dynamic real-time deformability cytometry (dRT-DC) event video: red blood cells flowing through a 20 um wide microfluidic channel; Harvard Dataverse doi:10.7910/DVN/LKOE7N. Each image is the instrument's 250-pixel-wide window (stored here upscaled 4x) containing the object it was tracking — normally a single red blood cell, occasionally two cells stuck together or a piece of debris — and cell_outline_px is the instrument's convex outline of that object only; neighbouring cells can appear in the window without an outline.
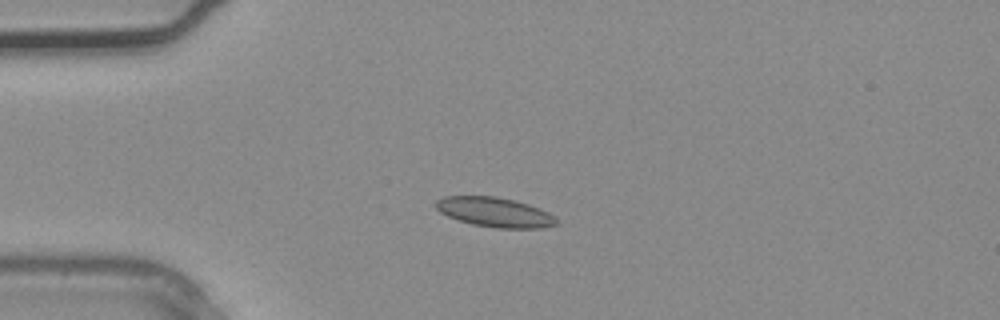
{"species": "common noctule bat (a hibernating species)", "species_latin": "Nyctalus noctula", "temperature_condition": "warm", "stored_images_in_passage": 4, "camera_frame_rate_fps": 3000, "um_per_image_px": 0.085, "animal": {"sex": "male", "body_mass_g": 20.4}, "frame": {"image": 1, "passage_image": 3, "time_ms": 0.667, "image_size_px": [1000, 320], "cell_outline_px": [[556, 224], [544, 228], [496, 228], [472, 224], [456, 220], [440, 212], [436, 208], [436, 200], [444, 196], [496, 196], [516, 200], [540, 208], [556, 216]], "centroid_in_image_um": [42.06, 18.03], "position_along_channel_um": 42.9, "area_um2": 20.98}}
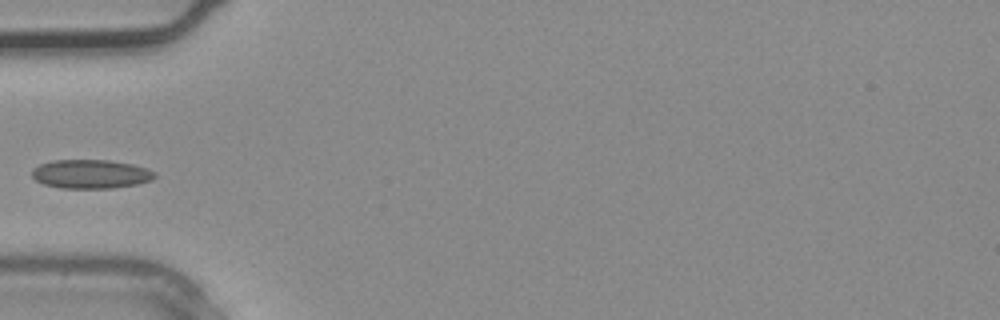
{"frame": {"image": 2, "passage_image": 4, "time_ms": 1.0, "image_size_px": [1000, 320], "cell_outline_px": [[156, 176], [152, 180], [136, 184], [112, 188], [60, 188], [44, 184], [36, 180], [32, 176], [32, 168], [40, 164], [52, 160], [112, 160], [132, 164], [148, 168], [156, 172]], "centroid_in_image_um": [7.73, 14.78], "position_along_channel_um": 77.3, "area_um2": 20.81}}